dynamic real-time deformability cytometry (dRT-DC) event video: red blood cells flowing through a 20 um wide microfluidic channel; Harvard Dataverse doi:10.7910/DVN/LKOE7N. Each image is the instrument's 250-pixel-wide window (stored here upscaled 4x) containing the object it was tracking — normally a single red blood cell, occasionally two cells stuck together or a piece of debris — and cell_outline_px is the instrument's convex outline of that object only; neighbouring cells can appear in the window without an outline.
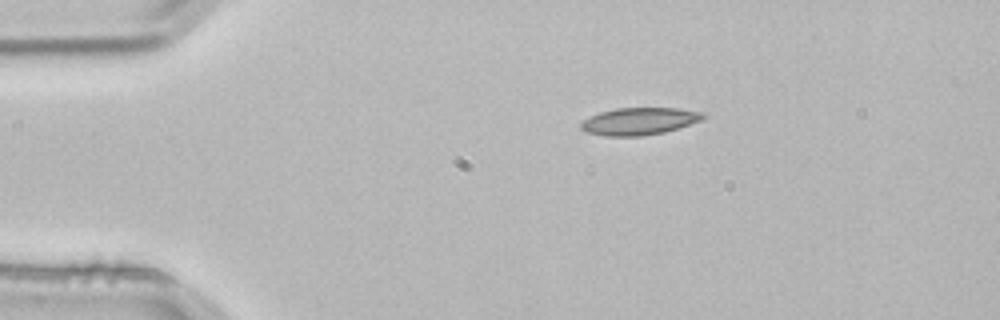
{"species": "common noctule bat (a hibernating species)", "species_latin": "Nyctalus noctula", "temperature_condition": "room temperature", "stored_images_in_passage": 2, "camera_frame_rate_fps": 3000, "um_per_image_px": 0.085, "animal": {"sex": "male", "body_mass_g": 21.5, "forearm_length_mm": 52.0}, "frame": {"image": 1, "passage_image": 2, "time_ms": 0.333, "image_size_px": [1000, 320], "cell_outline_px": [[708, 116], [704, 120], [664, 132], [640, 136], [604, 136], [588, 132], [580, 128], [580, 124], [584, 120], [600, 112], [616, 108], [676, 108], [704, 112]], "centroid_in_image_um": [54.39, 10.3], "position_along_channel_um": 30.6, "area_um2": 19.42}}